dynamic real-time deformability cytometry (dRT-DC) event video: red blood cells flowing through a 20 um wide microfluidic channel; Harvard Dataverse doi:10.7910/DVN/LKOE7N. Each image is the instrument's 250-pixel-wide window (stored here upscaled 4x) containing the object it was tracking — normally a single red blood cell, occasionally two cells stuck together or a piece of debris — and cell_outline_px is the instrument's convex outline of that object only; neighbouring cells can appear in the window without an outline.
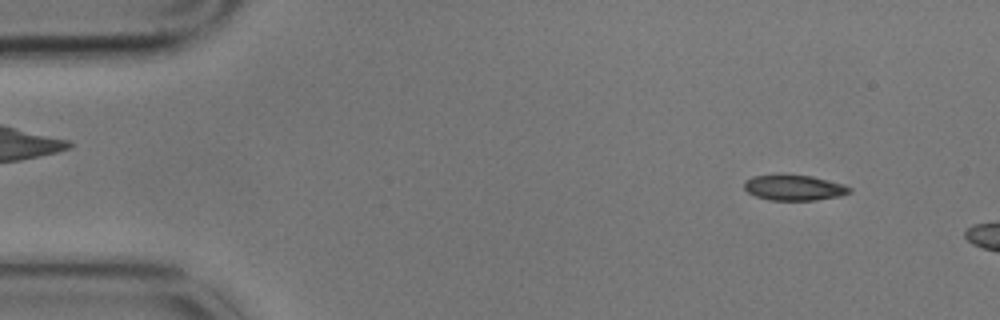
{"species": "common noctule bat (a hibernating species)", "species_latin": "Nyctalus noctula", "temperature_condition": "cold", "stored_images_in_passage": 2, "camera_frame_rate_fps": 3000, "um_per_image_px": 0.085, "animal": {"sex": "male", "body_mass_g": 17.9}, "frame": {"image": 1, "passage_image": 1, "time_ms": 0.0, "image_size_px": [1000, 320], "cell_outline_px": [[852, 192], [840, 196], [816, 200], [768, 200], [756, 196], [748, 192], [744, 188], [744, 180], [752, 176], [812, 176], [844, 184], [852, 188]], "centroid_in_image_um": [67.53, 15.97], "position_along_channel_um": 17.5, "area_um2": 15.43}}